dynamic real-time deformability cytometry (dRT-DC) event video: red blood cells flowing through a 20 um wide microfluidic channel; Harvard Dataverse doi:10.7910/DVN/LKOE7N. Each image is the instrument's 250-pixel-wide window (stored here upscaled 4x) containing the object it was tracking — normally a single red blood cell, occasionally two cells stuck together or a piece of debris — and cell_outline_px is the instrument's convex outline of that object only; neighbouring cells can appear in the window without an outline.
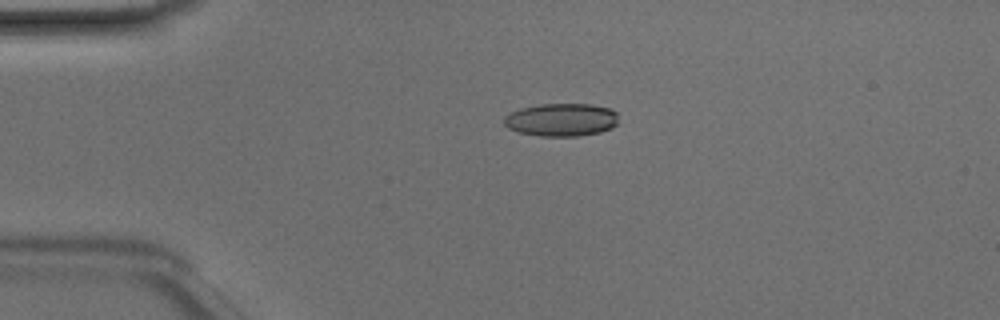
{"species": "Egyptian fruit bat (a non-hibernating species)", "species_latin": "Rousettus aegyptiacus", "temperature_condition": "room temperature", "stored_images_in_passage": 49, "camera_frame_rate_fps": 3000, "um_per_image_px": 0.085, "animal": {"sex": "male"}, "frame": {"image": 1, "passage_image": 11, "time_ms": 3.333, "image_size_px": [1000, 320], "cell_outline_px": [[616, 124], [612, 128], [600, 132], [576, 136], [540, 136], [516, 132], [508, 128], [504, 124], [504, 116], [520, 108], [540, 104], [592, 104], [608, 108], [616, 112]], "centroid_in_image_um": [47.68, 10.18], "position_along_channel_um": 37.3, "area_um2": 21.96}}
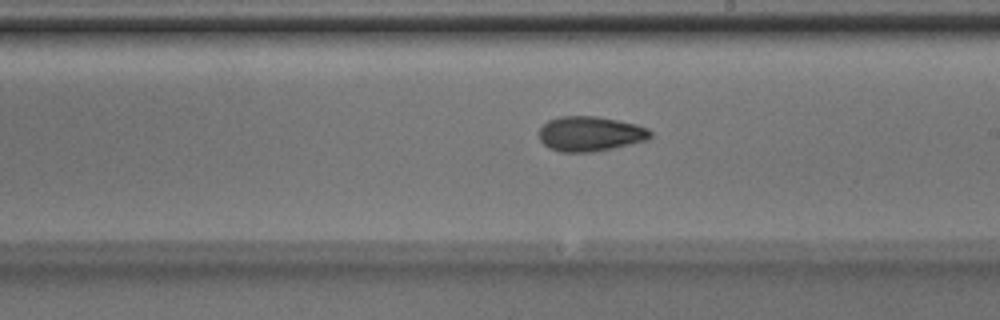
{"frame": {"image": 2, "passage_image": 28, "time_ms": 9.0, "image_size_px": [1000, 320], "cell_outline_px": [[652, 136], [648, 140], [612, 148], [592, 152], [560, 152], [548, 148], [540, 140], [540, 128], [548, 120], [560, 116], [596, 116], [636, 124], [648, 128], [652, 132]], "centroid_in_image_um": [50.17, 11.37], "position_along_channel_um": 238.8, "area_um2": 22.66}}
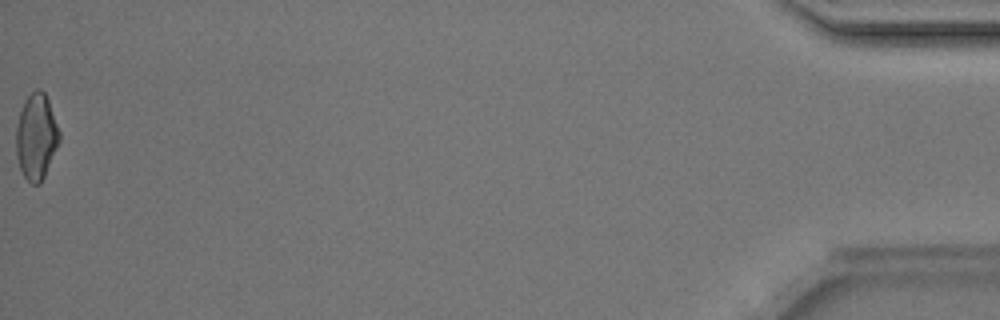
{"frame": {"image": 3, "passage_image": 49, "time_ms": 16.0, "image_size_px": [1000, 320], "cell_outline_px": [[60, 140], [44, 176], [40, 184], [32, 184], [24, 176], [20, 168], [16, 156], [16, 128], [20, 112], [24, 100], [36, 88], [40, 88], [44, 92], [48, 100], [60, 132]], "centroid_in_image_um": [3.08, 11.61], "position_along_channel_um": 432.1, "area_um2": 21.5}, "authors_computed_cell_mechanics": {"area_um2": 21.7328, "velocity_mm_per_s": 4.1696, "shape_relaxation_time_tau1_ms": 3.517, "shape_relaxation_time_tau2_ms": 2.4117, "deformation_change_tau1": 0.126, "deformation_change_tau2": 0.0793}}